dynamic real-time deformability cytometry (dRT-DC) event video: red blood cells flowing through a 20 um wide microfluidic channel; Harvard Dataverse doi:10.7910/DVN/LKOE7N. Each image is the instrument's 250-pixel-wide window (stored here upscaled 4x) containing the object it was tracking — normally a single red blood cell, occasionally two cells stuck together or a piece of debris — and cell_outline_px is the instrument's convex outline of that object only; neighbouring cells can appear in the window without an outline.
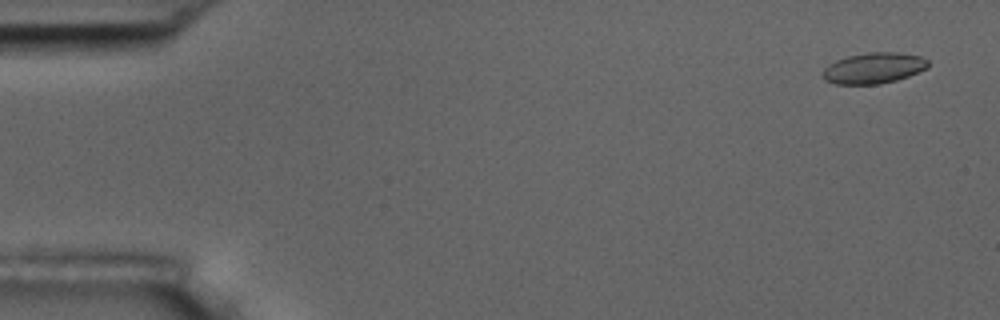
{"species": "common noctule bat (a hibernating species)", "species_latin": "Nyctalus noctula", "temperature_condition": "room temperature", "stored_images_in_passage": 7, "camera_frame_rate_fps": 3000, "um_per_image_px": 0.085, "animal": {"sex": "male", "body_mass_g": 17.5, "forearm_length_mm": 52.3}, "frame": {"image": 1, "passage_image": 1, "time_ms": 0.0, "image_size_px": [1000, 320], "cell_outline_px": [[928, 68], [908, 76], [896, 80], [880, 84], [836, 84], [824, 80], [824, 68], [828, 64], [836, 60], [848, 56], [868, 52], [900, 52], [920, 56], [928, 60]], "centroid_in_image_um": [74.28, 5.78], "position_along_channel_um": 10.7, "area_um2": 18.96}}
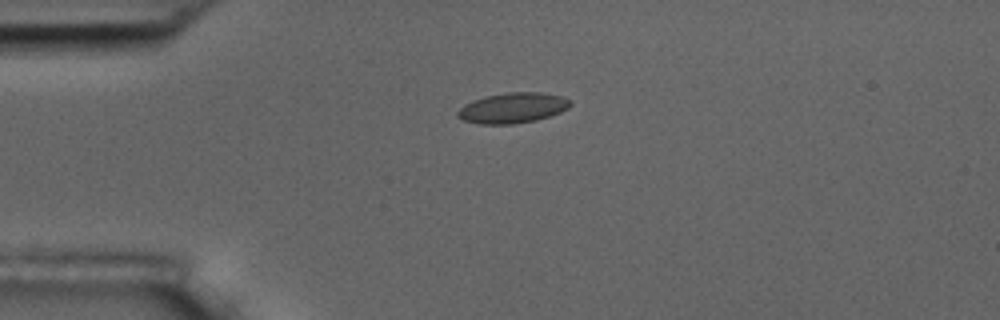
{"frame": {"image": 2, "passage_image": 4, "time_ms": 3.667, "image_size_px": [1000, 320], "cell_outline_px": [[572, 104], [568, 108], [560, 112], [536, 120], [512, 124], [480, 124], [464, 120], [456, 116], [456, 112], [464, 104], [472, 100], [484, 96], [508, 92], [540, 92], [560, 96], [572, 100]], "centroid_in_image_um": [43.56, 9.16], "position_along_channel_um": 41.4, "area_um2": 20.0}}